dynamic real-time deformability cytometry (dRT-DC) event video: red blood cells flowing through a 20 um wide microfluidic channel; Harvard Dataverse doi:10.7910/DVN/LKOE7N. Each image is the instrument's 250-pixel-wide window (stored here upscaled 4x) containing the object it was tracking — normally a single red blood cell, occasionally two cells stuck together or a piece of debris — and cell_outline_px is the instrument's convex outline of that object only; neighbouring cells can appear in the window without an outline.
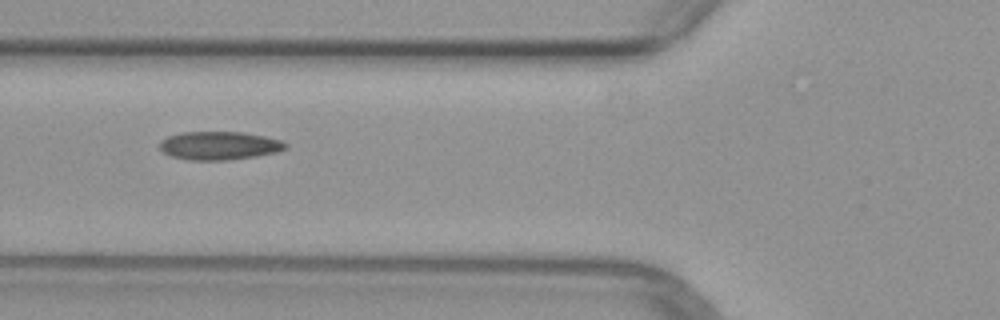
{"species": "common noctule bat (a hibernating species)", "species_latin": "Nyctalus noctula", "temperature_condition": "warm", "stored_images_in_passage": 2, "camera_frame_rate_fps": 3000, "um_per_image_px": 0.085, "animal": {"sex": "female", "body_mass_g": 29.2, "forearm_length_mm": 56.3}, "frame": {"image": 1, "passage_image": 2, "time_ms": 1.0, "image_size_px": [1000, 320], "cell_outline_px": [[288, 148], [276, 152], [256, 156], [228, 160], [188, 160], [172, 156], [164, 152], [160, 148], [160, 140], [168, 136], [184, 132], [244, 132], [284, 140], [288, 144]], "centroid_in_image_um": [18.68, 12.37], "position_along_channel_um": 107.1, "area_um2": 20.87}}